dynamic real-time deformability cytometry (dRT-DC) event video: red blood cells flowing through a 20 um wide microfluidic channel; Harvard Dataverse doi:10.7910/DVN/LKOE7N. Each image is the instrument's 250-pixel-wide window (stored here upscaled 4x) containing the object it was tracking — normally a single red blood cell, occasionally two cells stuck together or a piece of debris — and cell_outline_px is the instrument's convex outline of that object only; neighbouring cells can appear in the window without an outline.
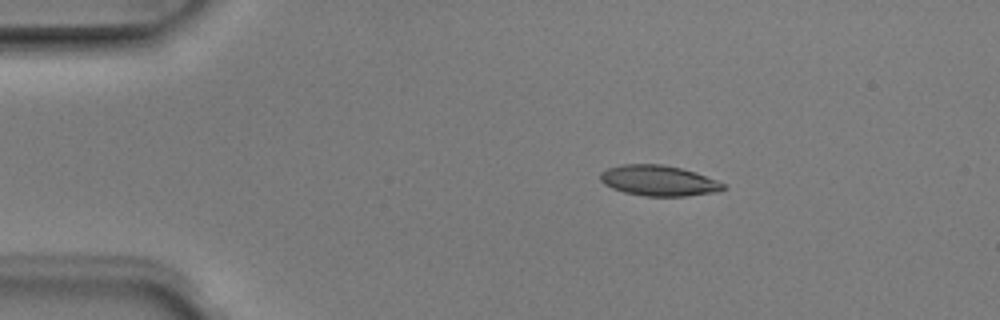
{"species": "Egyptian fruit bat (a non-hibernating species)", "species_latin": "Rousettus aegyptiacus", "temperature_condition": "room temperature", "stored_images_in_passage": 7, "camera_frame_rate_fps": 3000, "um_per_image_px": 0.085, "animal": {"sex": "male"}, "frame": {"image": 1, "passage_image": 2, "time_ms": 0.333, "image_size_px": [1000, 320], "cell_outline_px": [[724, 188], [720, 192], [684, 196], [644, 196], [624, 192], [612, 188], [604, 184], [600, 180], [600, 172], [608, 168], [620, 164], [664, 164], [696, 172], [716, 180], [724, 184]], "centroid_in_image_um": [55.97, 15.35], "position_along_channel_um": 29.0, "area_um2": 21.96}}
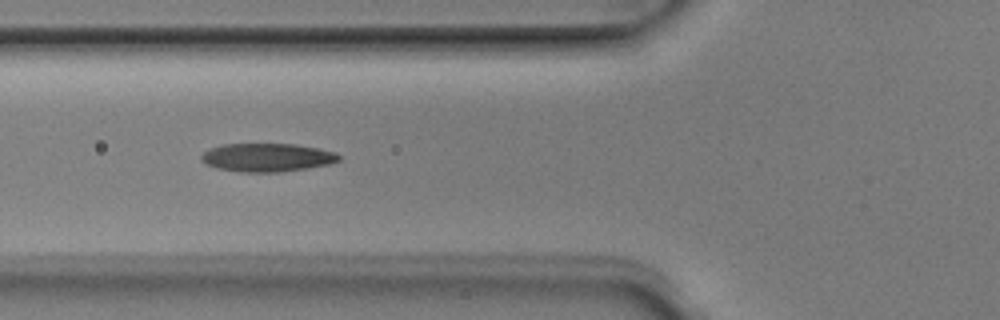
{"frame": {"image": 2, "passage_image": 5, "time_ms": 1.333, "image_size_px": [1000, 320], "cell_outline_px": [[340, 160], [332, 164], [308, 168], [280, 172], [240, 172], [216, 168], [204, 164], [200, 160], [200, 156], [208, 148], [224, 144], [296, 144], [320, 148], [336, 152], [340, 156]], "centroid_in_image_um": [22.7, 13.38], "position_along_channel_um": 103.1, "area_um2": 23.12}}
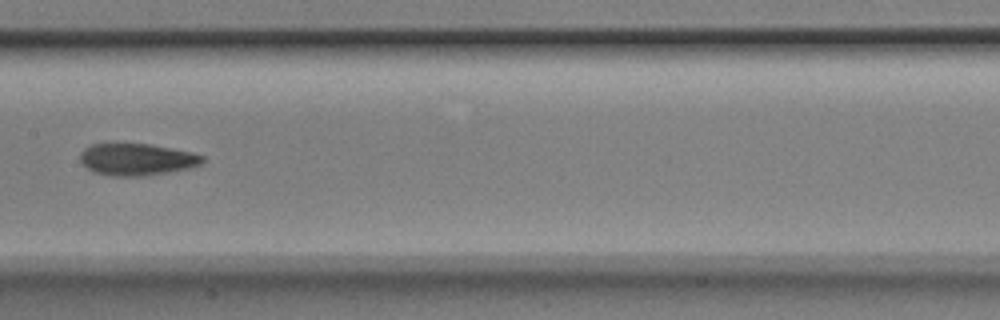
{"frame": {"image": 3, "passage_image": 7, "time_ms": 2.0, "image_size_px": [1000, 320], "cell_outline_px": [[204, 160], [200, 164], [192, 168], [144, 176], [112, 176], [92, 172], [80, 160], [80, 152], [84, 148], [92, 144], [148, 144], [192, 152], [204, 156]], "centroid_in_image_um": [11.63, 13.56], "position_along_channel_um": 195.8, "area_um2": 22.72}}